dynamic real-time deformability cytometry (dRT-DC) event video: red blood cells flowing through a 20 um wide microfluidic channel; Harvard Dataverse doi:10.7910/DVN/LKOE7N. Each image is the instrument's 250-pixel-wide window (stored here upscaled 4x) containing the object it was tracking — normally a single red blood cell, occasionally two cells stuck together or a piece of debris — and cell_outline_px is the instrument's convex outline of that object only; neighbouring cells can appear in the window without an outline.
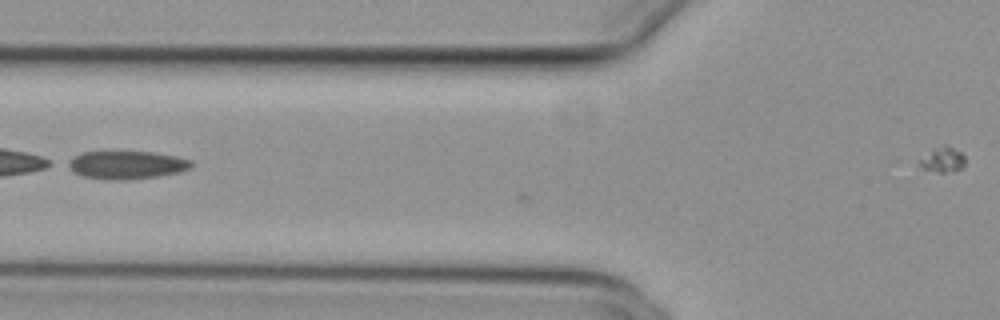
{"species": "common noctule bat (a hibernating species)", "species_latin": "Nyctalus noctula", "temperature_condition": "cold", "stored_images_in_passage": 8, "camera_frame_rate_fps": 3000, "um_per_image_px": 0.085, "animal": {"sex": "female", "body_mass_g": 29.2, "forearm_length_mm": 56.3}, "frame": {"image": 1, "passage_image": 3, "time_ms": 0.667, "image_size_px": [1000, 320], "cell_outline_px": [[192, 168], [180, 172], [156, 176], [124, 180], [108, 180], [80, 176], [72, 172], [60, 164], [64, 160], [72, 156], [84, 152], [156, 152], [176, 156], [192, 160]], "centroid_in_image_um": [10.64, 14.02], "position_along_channel_um": 115.2, "area_um2": 20.75}}
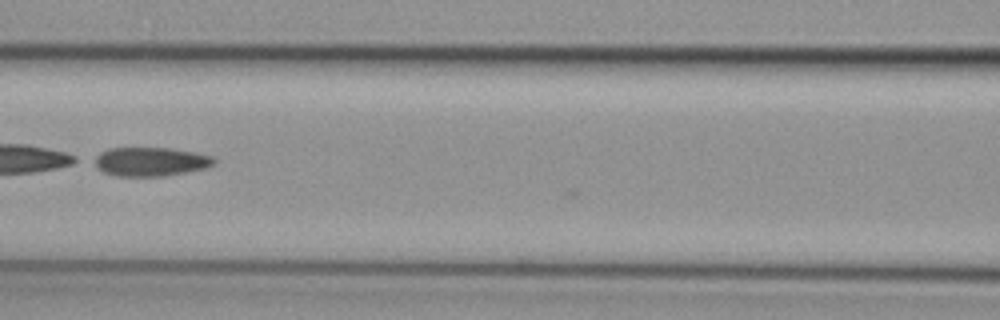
{"frame": {"image": 2, "passage_image": 6, "time_ms": 1.667, "image_size_px": [1000, 320], "cell_outline_px": [[216, 164], [204, 168], [188, 172], [164, 176], [116, 176], [104, 172], [96, 168], [88, 160], [92, 156], [108, 148], [172, 148], [196, 152], [212, 156], [216, 160]], "centroid_in_image_um": [12.72, 13.73], "position_along_channel_um": 153.9, "area_um2": 20.69}}